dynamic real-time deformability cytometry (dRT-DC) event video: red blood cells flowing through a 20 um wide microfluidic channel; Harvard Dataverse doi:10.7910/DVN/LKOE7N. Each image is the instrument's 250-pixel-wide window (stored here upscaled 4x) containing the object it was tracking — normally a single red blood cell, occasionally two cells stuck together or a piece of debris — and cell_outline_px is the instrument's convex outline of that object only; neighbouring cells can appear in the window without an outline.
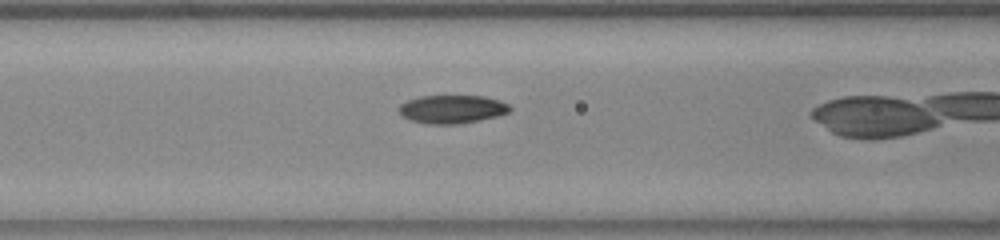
{"species": "common noctule bat (a hibernating species)", "species_latin": "Nyctalus noctula", "temperature_condition": "warm", "stored_images_in_passage": 16, "camera_frame_rate_fps": 3000, "um_per_image_px": 0.085, "animal": {"sex": "female", "body_mass_g": 23.0, "forearm_length_mm": 53.4}, "frame": {"image": 1, "passage_image": 12, "time_ms": 3.667, "image_size_px": [1000, 240], "cell_outline_px": [[512, 108], [508, 112], [496, 116], [480, 120], [456, 124], [428, 124], [408, 120], [400, 112], [400, 104], [408, 100], [420, 96], [484, 96], [500, 100], [508, 104]], "centroid_in_image_um": [38.43, 9.28], "position_along_channel_um": 128.2, "area_um2": 18.21}}